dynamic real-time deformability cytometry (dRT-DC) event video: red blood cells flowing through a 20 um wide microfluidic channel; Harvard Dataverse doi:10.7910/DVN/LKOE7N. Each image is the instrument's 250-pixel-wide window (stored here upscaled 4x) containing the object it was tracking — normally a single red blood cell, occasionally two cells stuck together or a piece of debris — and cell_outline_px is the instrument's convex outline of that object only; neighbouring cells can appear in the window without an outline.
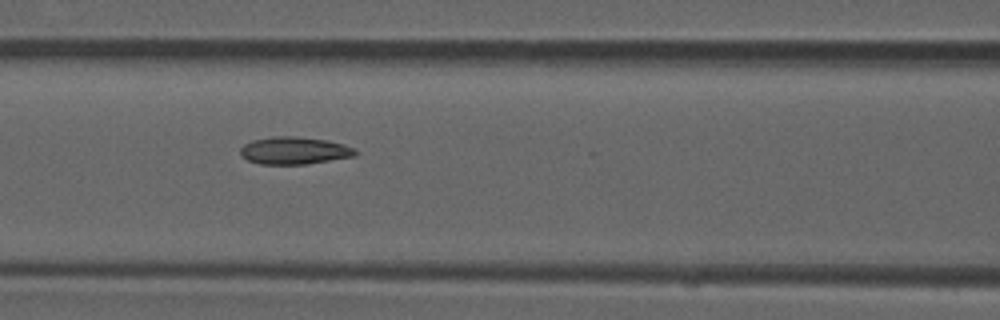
{"species": "common noctule bat (a hibernating species)", "species_latin": "Nyctalus noctula", "temperature_condition": "room temperature", "stored_images_in_passage": 26, "camera_frame_rate_fps": 3000, "um_per_image_px": 0.085, "animal": {"sex": "male", "forearm_length_mm": 52.5}, "frame": {"image": 1, "passage_image": 22, "time_ms": 7.0, "image_size_px": [1000, 320], "cell_outline_px": [[356, 156], [304, 164], [260, 164], [248, 160], [240, 156], [240, 148], [244, 144], [252, 140], [272, 136], [296, 136], [328, 140], [344, 144], [352, 148], [356, 152]], "centroid_in_image_um": [24.97, 12.79], "position_along_channel_um": 141.6, "area_um2": 18.38}}
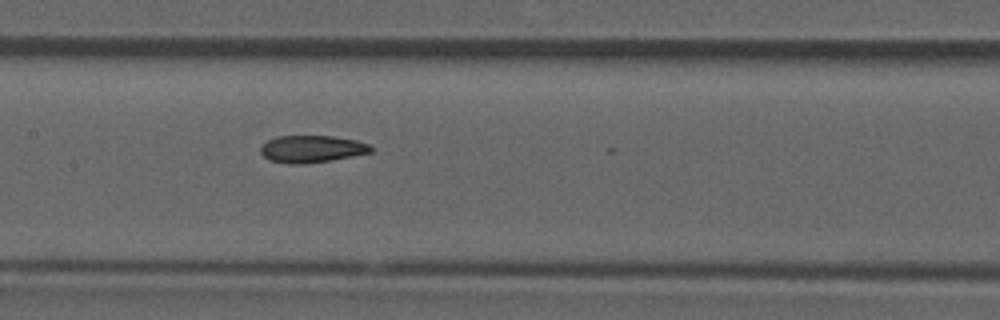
{"frame": {"image": 2, "passage_image": 25, "time_ms": 8.0, "image_size_px": [1000, 320], "cell_outline_px": [[372, 152], [352, 156], [304, 164], [288, 164], [268, 160], [260, 152], [260, 148], [268, 140], [276, 136], [332, 136], [356, 140], [368, 144], [372, 148]], "centroid_in_image_um": [26.47, 12.66], "position_along_channel_um": 180.9, "area_um2": 17.34}}